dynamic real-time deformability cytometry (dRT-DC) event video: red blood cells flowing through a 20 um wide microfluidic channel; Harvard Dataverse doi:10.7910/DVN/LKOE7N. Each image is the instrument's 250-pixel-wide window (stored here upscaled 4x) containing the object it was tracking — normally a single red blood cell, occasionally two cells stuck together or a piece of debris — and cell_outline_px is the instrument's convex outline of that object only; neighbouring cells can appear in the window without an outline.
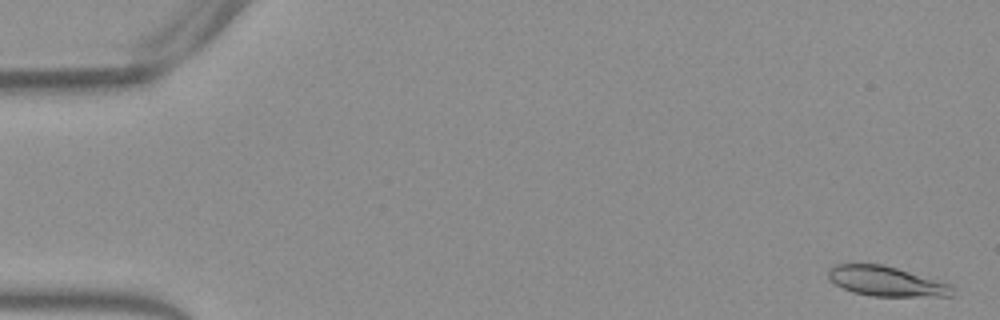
{"species": "Egyptian fruit bat (a non-hibernating species)", "species_latin": "Rousettus aegyptiacus", "temperature_condition": "warm", "stored_images_in_passage": 28, "camera_frame_rate_fps": 3000, "um_per_image_px": 0.085, "frame": {"image": 1, "passage_image": 2, "time_ms": 0.333, "image_size_px": [1000, 320], "cell_outline_px": [[952, 296], [872, 296], [852, 292], [828, 280], [828, 268], [836, 264], [880, 264], [896, 268], [948, 284], [952, 288]], "centroid_in_image_um": [75.24, 23.91], "position_along_channel_um": 9.8, "area_um2": 21.15}}
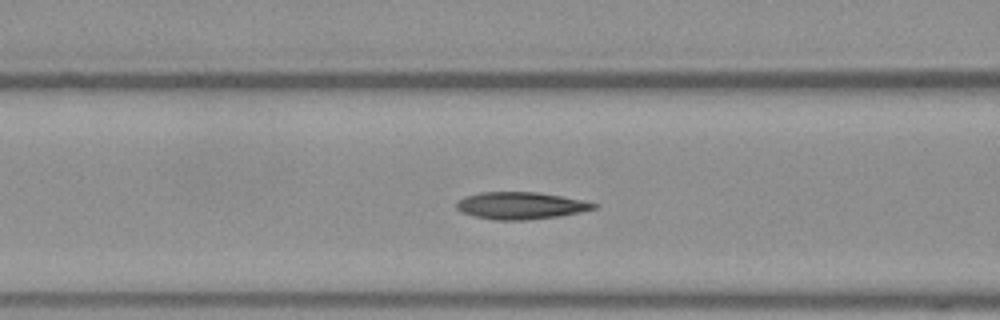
{"frame": {"image": 2, "passage_image": 22, "time_ms": 7.0, "image_size_px": [1000, 320], "cell_outline_px": [[600, 204], [596, 208], [580, 212], [560, 216], [524, 220], [492, 220], [472, 216], [460, 212], [456, 208], [456, 204], [464, 196], [480, 192], [540, 192], [584, 200]], "centroid_in_image_um": [44.26, 17.48], "position_along_channel_um": 122.3, "area_um2": 21.96}}
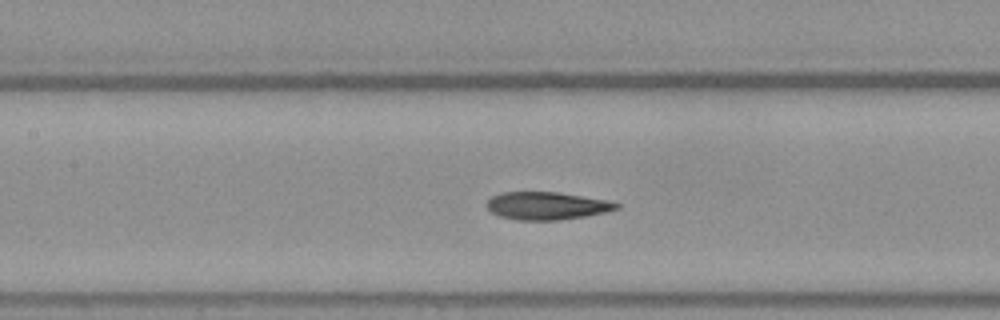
{"frame": {"image": 3, "passage_image": 25, "time_ms": 8.0, "image_size_px": [1000, 320], "cell_outline_px": [[620, 208], [604, 212], [584, 216], [560, 220], [516, 220], [500, 216], [492, 212], [484, 204], [492, 196], [500, 192], [556, 192], [608, 200], [620, 204]], "centroid_in_image_um": [46.45, 17.49], "position_along_channel_um": 161.0, "area_um2": 20.92}}